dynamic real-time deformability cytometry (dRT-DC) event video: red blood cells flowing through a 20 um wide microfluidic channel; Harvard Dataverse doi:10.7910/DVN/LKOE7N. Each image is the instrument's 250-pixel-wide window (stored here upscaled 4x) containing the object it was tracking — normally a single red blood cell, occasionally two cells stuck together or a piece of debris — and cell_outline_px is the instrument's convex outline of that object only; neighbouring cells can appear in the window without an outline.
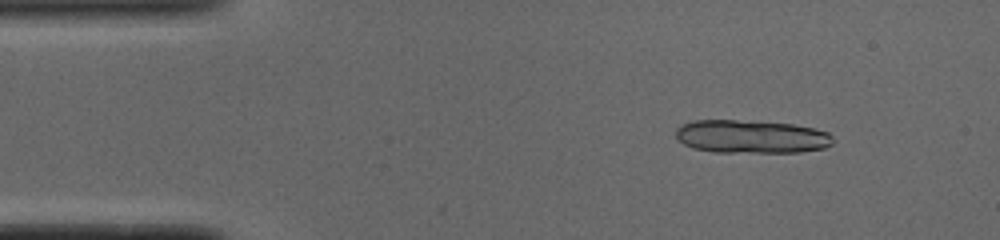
{"species": "common noctule bat (a hibernating species)", "species_latin": "Nyctalus noctula", "temperature_condition": "cold", "stored_images_in_passage": 43, "segment_of_instrument_passage": [1, 2], "camera_frame_rate_fps": 3000, "um_per_image_px": 0.085, "animal": {"sex": "male", "body_mass_g": 19.0, "forearm_length_mm": 50.8}, "frame": {"image": 1, "passage_image": 5, "time_ms": 1.333, "image_size_px": [1000, 240], "cell_outline_px": [[832, 144], [824, 148], [800, 152], [716, 152], [692, 148], [676, 140], [676, 128], [680, 124], [692, 120], [736, 120], [792, 124], [812, 128], [828, 132], [832, 136]], "centroid_in_image_um": [63.8, 11.61], "position_along_channel_um": 21.2, "area_um2": 30.52}}